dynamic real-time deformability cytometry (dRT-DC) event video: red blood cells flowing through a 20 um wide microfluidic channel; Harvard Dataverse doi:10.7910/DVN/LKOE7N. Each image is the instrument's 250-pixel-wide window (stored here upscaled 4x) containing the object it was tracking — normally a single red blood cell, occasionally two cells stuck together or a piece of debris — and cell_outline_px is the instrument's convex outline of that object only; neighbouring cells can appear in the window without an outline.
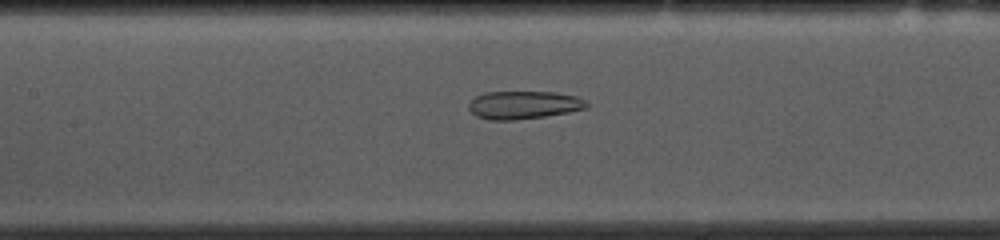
{"species": "common noctule bat (a hibernating species)", "species_latin": "Nyctalus noctula", "temperature_condition": "cold", "stored_images_in_passage": 53, "camera_frame_rate_fps": 3000, "um_per_image_px": 0.085, "animal": {"sex": "female", "body_mass_g": 10.0, "forearm_length_mm": 53.1}, "frame": {"image": 1, "passage_image": 23, "time_ms": 7.333, "image_size_px": [1000, 240], "cell_outline_px": [[588, 108], [568, 112], [544, 116], [516, 120], [488, 120], [476, 116], [468, 108], [468, 104], [476, 96], [484, 92], [556, 92], [576, 96], [584, 100], [588, 104]], "centroid_in_image_um": [44.5, 8.92], "position_along_channel_um": 162.9, "area_um2": 19.25}}
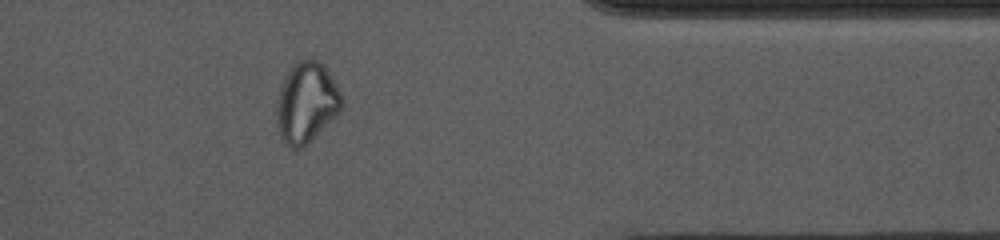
{"frame": {"image": 2, "passage_image": 43, "time_ms": 14.0, "image_size_px": [1000, 240], "cell_outline_px": [[344, 104], [340, 112], [308, 144], [300, 148], [292, 148], [284, 144], [280, 136], [276, 112], [276, 108], [280, 88], [288, 72], [300, 60], [316, 60], [324, 64], [340, 92]], "centroid_in_image_um": [26.07, 8.76], "position_along_channel_um": 385.3, "area_um2": 30.23}}
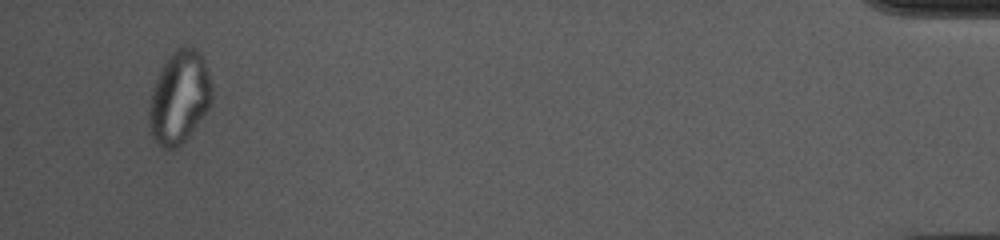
{"frame": {"image": 3, "passage_image": 51, "time_ms": 16.667, "image_size_px": [1000, 240], "cell_outline_px": [[212, 104], [188, 136], [176, 148], [160, 148], [156, 144], [152, 136], [148, 120], [148, 108], [152, 92], [156, 80], [164, 64], [172, 52], [176, 48], [196, 48], [200, 52], [208, 68], [212, 88]], "centroid_in_image_um": [15.25, 8.29], "position_along_channel_um": 420.0, "area_um2": 33.76}, "authors_computed_cell_mechanics": {"area_um2": 27.2238, "velocity_mm_per_s": 3.6436, "shape_relaxation_time_tau1_ms": null, "shape_relaxation_time_tau2_ms": 1.8232, "deformation_change_tau1": null, "deformation_change_tau2": 0.0807}}